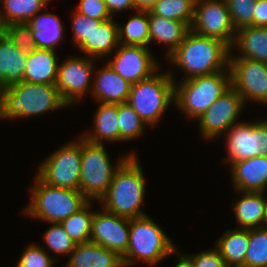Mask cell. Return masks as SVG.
<instances>
[{
    "instance_id": "1",
    "label": "cell",
    "mask_w": 267,
    "mask_h": 267,
    "mask_svg": "<svg viewBox=\"0 0 267 267\" xmlns=\"http://www.w3.org/2000/svg\"><path fill=\"white\" fill-rule=\"evenodd\" d=\"M229 54L230 47L223 41L199 35L190 29L183 42L165 59L181 67L186 75L182 80H188L229 71Z\"/></svg>"
},
{
    "instance_id": "2",
    "label": "cell",
    "mask_w": 267,
    "mask_h": 267,
    "mask_svg": "<svg viewBox=\"0 0 267 267\" xmlns=\"http://www.w3.org/2000/svg\"><path fill=\"white\" fill-rule=\"evenodd\" d=\"M129 156L116 170L106 195L99 201L106 211L126 218L146 214L141 210L146 180L138 158Z\"/></svg>"
},
{
    "instance_id": "3",
    "label": "cell",
    "mask_w": 267,
    "mask_h": 267,
    "mask_svg": "<svg viewBox=\"0 0 267 267\" xmlns=\"http://www.w3.org/2000/svg\"><path fill=\"white\" fill-rule=\"evenodd\" d=\"M68 106L55 84L25 81L0 89V118H27Z\"/></svg>"
},
{
    "instance_id": "4",
    "label": "cell",
    "mask_w": 267,
    "mask_h": 267,
    "mask_svg": "<svg viewBox=\"0 0 267 267\" xmlns=\"http://www.w3.org/2000/svg\"><path fill=\"white\" fill-rule=\"evenodd\" d=\"M34 183L30 188L31 201L22 212L35 219L60 223L89 202L79 190L48 185L37 175Z\"/></svg>"
},
{
    "instance_id": "5",
    "label": "cell",
    "mask_w": 267,
    "mask_h": 267,
    "mask_svg": "<svg viewBox=\"0 0 267 267\" xmlns=\"http://www.w3.org/2000/svg\"><path fill=\"white\" fill-rule=\"evenodd\" d=\"M175 79L171 70L159 73L158 69L150 77L132 84L127 102L147 127L156 126L174 103Z\"/></svg>"
},
{
    "instance_id": "6",
    "label": "cell",
    "mask_w": 267,
    "mask_h": 267,
    "mask_svg": "<svg viewBox=\"0 0 267 267\" xmlns=\"http://www.w3.org/2000/svg\"><path fill=\"white\" fill-rule=\"evenodd\" d=\"M176 245L148 215L131 218L129 244L122 256L124 267L145 261L149 266L155 265L170 254H175Z\"/></svg>"
},
{
    "instance_id": "7",
    "label": "cell",
    "mask_w": 267,
    "mask_h": 267,
    "mask_svg": "<svg viewBox=\"0 0 267 267\" xmlns=\"http://www.w3.org/2000/svg\"><path fill=\"white\" fill-rule=\"evenodd\" d=\"M136 154L131 151L128 155L111 163L104 144L88 142L81 137V173L79 191L90 202L100 201L107 193L112 178L119 166L129 157Z\"/></svg>"
},
{
    "instance_id": "8",
    "label": "cell",
    "mask_w": 267,
    "mask_h": 267,
    "mask_svg": "<svg viewBox=\"0 0 267 267\" xmlns=\"http://www.w3.org/2000/svg\"><path fill=\"white\" fill-rule=\"evenodd\" d=\"M230 71L174 82V103L189 119L199 118L229 87Z\"/></svg>"
},
{
    "instance_id": "9",
    "label": "cell",
    "mask_w": 267,
    "mask_h": 267,
    "mask_svg": "<svg viewBox=\"0 0 267 267\" xmlns=\"http://www.w3.org/2000/svg\"><path fill=\"white\" fill-rule=\"evenodd\" d=\"M81 137L52 152L38 166L36 175L46 184L79 190Z\"/></svg>"
},
{
    "instance_id": "10",
    "label": "cell",
    "mask_w": 267,
    "mask_h": 267,
    "mask_svg": "<svg viewBox=\"0 0 267 267\" xmlns=\"http://www.w3.org/2000/svg\"><path fill=\"white\" fill-rule=\"evenodd\" d=\"M225 133L228 156L224 163L267 156V118L253 122H239Z\"/></svg>"
},
{
    "instance_id": "11",
    "label": "cell",
    "mask_w": 267,
    "mask_h": 267,
    "mask_svg": "<svg viewBox=\"0 0 267 267\" xmlns=\"http://www.w3.org/2000/svg\"><path fill=\"white\" fill-rule=\"evenodd\" d=\"M246 105L230 86L199 118V131L205 140L220 137L235 124Z\"/></svg>"
},
{
    "instance_id": "12",
    "label": "cell",
    "mask_w": 267,
    "mask_h": 267,
    "mask_svg": "<svg viewBox=\"0 0 267 267\" xmlns=\"http://www.w3.org/2000/svg\"><path fill=\"white\" fill-rule=\"evenodd\" d=\"M190 29L199 35L217 38L229 47L236 34L225 0H196Z\"/></svg>"
},
{
    "instance_id": "13",
    "label": "cell",
    "mask_w": 267,
    "mask_h": 267,
    "mask_svg": "<svg viewBox=\"0 0 267 267\" xmlns=\"http://www.w3.org/2000/svg\"><path fill=\"white\" fill-rule=\"evenodd\" d=\"M231 86L244 103L254 100L267 105V63L246 58H229Z\"/></svg>"
},
{
    "instance_id": "14",
    "label": "cell",
    "mask_w": 267,
    "mask_h": 267,
    "mask_svg": "<svg viewBox=\"0 0 267 267\" xmlns=\"http://www.w3.org/2000/svg\"><path fill=\"white\" fill-rule=\"evenodd\" d=\"M94 60L97 59L75 56L59 63L55 85L68 106L78 102L87 92L91 93Z\"/></svg>"
},
{
    "instance_id": "15",
    "label": "cell",
    "mask_w": 267,
    "mask_h": 267,
    "mask_svg": "<svg viewBox=\"0 0 267 267\" xmlns=\"http://www.w3.org/2000/svg\"><path fill=\"white\" fill-rule=\"evenodd\" d=\"M115 57L108 60V64L123 79L131 84L150 77L158 71L159 62L152 55L150 48L119 44Z\"/></svg>"
},
{
    "instance_id": "16",
    "label": "cell",
    "mask_w": 267,
    "mask_h": 267,
    "mask_svg": "<svg viewBox=\"0 0 267 267\" xmlns=\"http://www.w3.org/2000/svg\"><path fill=\"white\" fill-rule=\"evenodd\" d=\"M101 209L94 211L90 241L122 257L129 244L130 219L106 211L103 207Z\"/></svg>"
},
{
    "instance_id": "17",
    "label": "cell",
    "mask_w": 267,
    "mask_h": 267,
    "mask_svg": "<svg viewBox=\"0 0 267 267\" xmlns=\"http://www.w3.org/2000/svg\"><path fill=\"white\" fill-rule=\"evenodd\" d=\"M231 179L235 191L265 192L267 189V156H256L231 162Z\"/></svg>"
},
{
    "instance_id": "18",
    "label": "cell",
    "mask_w": 267,
    "mask_h": 267,
    "mask_svg": "<svg viewBox=\"0 0 267 267\" xmlns=\"http://www.w3.org/2000/svg\"><path fill=\"white\" fill-rule=\"evenodd\" d=\"M131 86L129 81L123 79L106 63L96 72L91 95L99 103L121 104L128 101Z\"/></svg>"
},
{
    "instance_id": "19",
    "label": "cell",
    "mask_w": 267,
    "mask_h": 267,
    "mask_svg": "<svg viewBox=\"0 0 267 267\" xmlns=\"http://www.w3.org/2000/svg\"><path fill=\"white\" fill-rule=\"evenodd\" d=\"M233 49L239 51L233 55ZM229 58H246L267 63V27L246 26L236 30Z\"/></svg>"
},
{
    "instance_id": "20",
    "label": "cell",
    "mask_w": 267,
    "mask_h": 267,
    "mask_svg": "<svg viewBox=\"0 0 267 267\" xmlns=\"http://www.w3.org/2000/svg\"><path fill=\"white\" fill-rule=\"evenodd\" d=\"M27 54L0 31V89L23 81Z\"/></svg>"
},
{
    "instance_id": "21",
    "label": "cell",
    "mask_w": 267,
    "mask_h": 267,
    "mask_svg": "<svg viewBox=\"0 0 267 267\" xmlns=\"http://www.w3.org/2000/svg\"><path fill=\"white\" fill-rule=\"evenodd\" d=\"M59 57L53 50L34 49L27 54L23 81L32 84H56Z\"/></svg>"
},
{
    "instance_id": "22",
    "label": "cell",
    "mask_w": 267,
    "mask_h": 267,
    "mask_svg": "<svg viewBox=\"0 0 267 267\" xmlns=\"http://www.w3.org/2000/svg\"><path fill=\"white\" fill-rule=\"evenodd\" d=\"M65 267H124L122 257L94 242L76 244Z\"/></svg>"
},
{
    "instance_id": "23",
    "label": "cell",
    "mask_w": 267,
    "mask_h": 267,
    "mask_svg": "<svg viewBox=\"0 0 267 267\" xmlns=\"http://www.w3.org/2000/svg\"><path fill=\"white\" fill-rule=\"evenodd\" d=\"M117 23L114 18L101 21L77 48L93 59L109 56L120 44Z\"/></svg>"
},
{
    "instance_id": "24",
    "label": "cell",
    "mask_w": 267,
    "mask_h": 267,
    "mask_svg": "<svg viewBox=\"0 0 267 267\" xmlns=\"http://www.w3.org/2000/svg\"><path fill=\"white\" fill-rule=\"evenodd\" d=\"M149 19V44L164 43L168 47L165 57L170 54L183 42L185 35L190 28L181 21L170 20L148 11Z\"/></svg>"
},
{
    "instance_id": "25",
    "label": "cell",
    "mask_w": 267,
    "mask_h": 267,
    "mask_svg": "<svg viewBox=\"0 0 267 267\" xmlns=\"http://www.w3.org/2000/svg\"><path fill=\"white\" fill-rule=\"evenodd\" d=\"M92 131L83 133L85 140L95 144H103L104 141L119 142L117 104L99 103L94 115Z\"/></svg>"
},
{
    "instance_id": "26",
    "label": "cell",
    "mask_w": 267,
    "mask_h": 267,
    "mask_svg": "<svg viewBox=\"0 0 267 267\" xmlns=\"http://www.w3.org/2000/svg\"><path fill=\"white\" fill-rule=\"evenodd\" d=\"M40 12L41 11L28 21L36 49L55 51L56 46L63 37V23H61L59 17L53 13L46 12L40 14Z\"/></svg>"
},
{
    "instance_id": "27",
    "label": "cell",
    "mask_w": 267,
    "mask_h": 267,
    "mask_svg": "<svg viewBox=\"0 0 267 267\" xmlns=\"http://www.w3.org/2000/svg\"><path fill=\"white\" fill-rule=\"evenodd\" d=\"M242 198L235 200L233 210L238 228L250 229L264 226V192H239Z\"/></svg>"
},
{
    "instance_id": "28",
    "label": "cell",
    "mask_w": 267,
    "mask_h": 267,
    "mask_svg": "<svg viewBox=\"0 0 267 267\" xmlns=\"http://www.w3.org/2000/svg\"><path fill=\"white\" fill-rule=\"evenodd\" d=\"M215 246L228 267H242L249 246V229L226 230Z\"/></svg>"
},
{
    "instance_id": "29",
    "label": "cell",
    "mask_w": 267,
    "mask_h": 267,
    "mask_svg": "<svg viewBox=\"0 0 267 267\" xmlns=\"http://www.w3.org/2000/svg\"><path fill=\"white\" fill-rule=\"evenodd\" d=\"M4 4L3 11L0 10L1 25L7 26L12 23L28 22L51 0H0Z\"/></svg>"
},
{
    "instance_id": "30",
    "label": "cell",
    "mask_w": 267,
    "mask_h": 267,
    "mask_svg": "<svg viewBox=\"0 0 267 267\" xmlns=\"http://www.w3.org/2000/svg\"><path fill=\"white\" fill-rule=\"evenodd\" d=\"M135 13L124 26L118 23L119 43L150 48L148 11L137 10Z\"/></svg>"
},
{
    "instance_id": "31",
    "label": "cell",
    "mask_w": 267,
    "mask_h": 267,
    "mask_svg": "<svg viewBox=\"0 0 267 267\" xmlns=\"http://www.w3.org/2000/svg\"><path fill=\"white\" fill-rule=\"evenodd\" d=\"M92 202H88L78 212L62 220L60 225L75 244L90 241L92 219L94 212L91 210ZM91 210V211H90Z\"/></svg>"
},
{
    "instance_id": "32",
    "label": "cell",
    "mask_w": 267,
    "mask_h": 267,
    "mask_svg": "<svg viewBox=\"0 0 267 267\" xmlns=\"http://www.w3.org/2000/svg\"><path fill=\"white\" fill-rule=\"evenodd\" d=\"M196 0H158L150 11L158 16L184 22L189 28L194 19Z\"/></svg>"
},
{
    "instance_id": "33",
    "label": "cell",
    "mask_w": 267,
    "mask_h": 267,
    "mask_svg": "<svg viewBox=\"0 0 267 267\" xmlns=\"http://www.w3.org/2000/svg\"><path fill=\"white\" fill-rule=\"evenodd\" d=\"M119 142L138 139L147 124L139 117L128 102L117 104Z\"/></svg>"
},
{
    "instance_id": "34",
    "label": "cell",
    "mask_w": 267,
    "mask_h": 267,
    "mask_svg": "<svg viewBox=\"0 0 267 267\" xmlns=\"http://www.w3.org/2000/svg\"><path fill=\"white\" fill-rule=\"evenodd\" d=\"M267 266V226L249 229V246L242 267Z\"/></svg>"
},
{
    "instance_id": "35",
    "label": "cell",
    "mask_w": 267,
    "mask_h": 267,
    "mask_svg": "<svg viewBox=\"0 0 267 267\" xmlns=\"http://www.w3.org/2000/svg\"><path fill=\"white\" fill-rule=\"evenodd\" d=\"M51 226L44 232L43 240L47 248L59 255H69L76 244L69 238L60 223H50Z\"/></svg>"
},
{
    "instance_id": "36",
    "label": "cell",
    "mask_w": 267,
    "mask_h": 267,
    "mask_svg": "<svg viewBox=\"0 0 267 267\" xmlns=\"http://www.w3.org/2000/svg\"><path fill=\"white\" fill-rule=\"evenodd\" d=\"M255 1L225 0L232 24L236 30L246 26H253Z\"/></svg>"
},
{
    "instance_id": "37",
    "label": "cell",
    "mask_w": 267,
    "mask_h": 267,
    "mask_svg": "<svg viewBox=\"0 0 267 267\" xmlns=\"http://www.w3.org/2000/svg\"><path fill=\"white\" fill-rule=\"evenodd\" d=\"M1 31L17 48L26 52L36 49L31 27L28 22L12 23L3 26Z\"/></svg>"
},
{
    "instance_id": "38",
    "label": "cell",
    "mask_w": 267,
    "mask_h": 267,
    "mask_svg": "<svg viewBox=\"0 0 267 267\" xmlns=\"http://www.w3.org/2000/svg\"><path fill=\"white\" fill-rule=\"evenodd\" d=\"M47 252L42 245L30 244L25 247L16 267H52L57 258Z\"/></svg>"
},
{
    "instance_id": "39",
    "label": "cell",
    "mask_w": 267,
    "mask_h": 267,
    "mask_svg": "<svg viewBox=\"0 0 267 267\" xmlns=\"http://www.w3.org/2000/svg\"><path fill=\"white\" fill-rule=\"evenodd\" d=\"M72 32H73V43L76 48L85 40L89 39L91 32L94 27H97L101 20H95L85 16L75 10L72 14Z\"/></svg>"
},
{
    "instance_id": "40",
    "label": "cell",
    "mask_w": 267,
    "mask_h": 267,
    "mask_svg": "<svg viewBox=\"0 0 267 267\" xmlns=\"http://www.w3.org/2000/svg\"><path fill=\"white\" fill-rule=\"evenodd\" d=\"M77 12L95 20H109L112 18L103 0H79Z\"/></svg>"
},
{
    "instance_id": "41",
    "label": "cell",
    "mask_w": 267,
    "mask_h": 267,
    "mask_svg": "<svg viewBox=\"0 0 267 267\" xmlns=\"http://www.w3.org/2000/svg\"><path fill=\"white\" fill-rule=\"evenodd\" d=\"M187 255L192 259L194 267H228L216 247L213 250Z\"/></svg>"
},
{
    "instance_id": "42",
    "label": "cell",
    "mask_w": 267,
    "mask_h": 267,
    "mask_svg": "<svg viewBox=\"0 0 267 267\" xmlns=\"http://www.w3.org/2000/svg\"><path fill=\"white\" fill-rule=\"evenodd\" d=\"M253 26L267 27V0H256Z\"/></svg>"
},
{
    "instance_id": "43",
    "label": "cell",
    "mask_w": 267,
    "mask_h": 267,
    "mask_svg": "<svg viewBox=\"0 0 267 267\" xmlns=\"http://www.w3.org/2000/svg\"><path fill=\"white\" fill-rule=\"evenodd\" d=\"M106 4L107 10L110 15L115 16L114 14L120 13L130 8L136 11L134 0H103Z\"/></svg>"
},
{
    "instance_id": "44",
    "label": "cell",
    "mask_w": 267,
    "mask_h": 267,
    "mask_svg": "<svg viewBox=\"0 0 267 267\" xmlns=\"http://www.w3.org/2000/svg\"><path fill=\"white\" fill-rule=\"evenodd\" d=\"M175 253L179 259H177L178 263H175L174 267H194L192 259L187 254H181V251H177V248H175Z\"/></svg>"
},
{
    "instance_id": "45",
    "label": "cell",
    "mask_w": 267,
    "mask_h": 267,
    "mask_svg": "<svg viewBox=\"0 0 267 267\" xmlns=\"http://www.w3.org/2000/svg\"><path fill=\"white\" fill-rule=\"evenodd\" d=\"M158 0H134V5L137 10L149 11Z\"/></svg>"
},
{
    "instance_id": "46",
    "label": "cell",
    "mask_w": 267,
    "mask_h": 267,
    "mask_svg": "<svg viewBox=\"0 0 267 267\" xmlns=\"http://www.w3.org/2000/svg\"><path fill=\"white\" fill-rule=\"evenodd\" d=\"M264 196V203H265V214H264V226H267V198Z\"/></svg>"
},
{
    "instance_id": "47",
    "label": "cell",
    "mask_w": 267,
    "mask_h": 267,
    "mask_svg": "<svg viewBox=\"0 0 267 267\" xmlns=\"http://www.w3.org/2000/svg\"><path fill=\"white\" fill-rule=\"evenodd\" d=\"M0 10H1V8H0ZM1 29H2V25H1V17H0V31H1Z\"/></svg>"
}]
</instances>
